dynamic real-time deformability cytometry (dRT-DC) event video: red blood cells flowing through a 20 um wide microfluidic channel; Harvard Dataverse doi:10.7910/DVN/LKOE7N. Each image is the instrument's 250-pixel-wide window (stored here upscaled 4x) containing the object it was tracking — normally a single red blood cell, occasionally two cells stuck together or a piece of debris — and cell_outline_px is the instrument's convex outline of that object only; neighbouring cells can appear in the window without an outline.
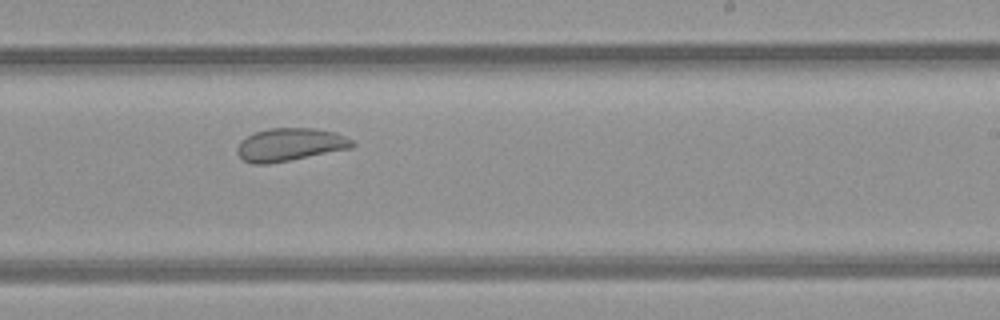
{"species": "common noctule bat (a hibernating species)", "species_latin": "Nyctalus noctula", "temperature_condition": "room temperature", "stored_images_in_passage": 12, "camera_frame_rate_fps": 3000, "um_per_image_px": 0.085, "animal": {"sex": "female", "body_mass_g": 21.9}, "frame": {"image": 1, "passage_image": 7, "time_ms": 7.0, "image_size_px": [1000, 320], "cell_outline_px": [[356, 144], [352, 148], [268, 164], [252, 164], [244, 160], [236, 152], [236, 148], [252, 132], [268, 128], [316, 128], [336, 132], [352, 140]], "centroid_in_image_um": [24.66, 12.28], "position_along_channel_um": 264.3, "area_um2": 22.02}}